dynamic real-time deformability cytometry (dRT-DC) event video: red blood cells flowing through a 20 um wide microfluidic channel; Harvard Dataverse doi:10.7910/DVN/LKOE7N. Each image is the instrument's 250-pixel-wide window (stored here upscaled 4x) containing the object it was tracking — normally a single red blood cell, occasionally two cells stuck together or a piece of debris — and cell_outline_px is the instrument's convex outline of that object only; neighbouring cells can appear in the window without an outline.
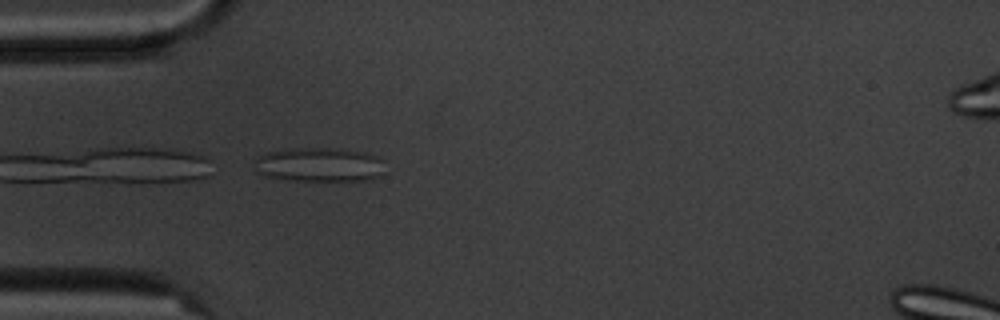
{"species": "common noctule bat (a hibernating species)", "species_latin": "Nyctalus noctula", "temperature_condition": "cold", "stored_images_in_passage": 3, "camera_frame_rate_fps": 3000, "um_per_image_px": 0.085, "animal": {"sex": "male", "body_mass_g": 20.1, "forearm_length_mm": 53.5}, "frame": {"image": 1, "passage_image": 3, "time_ms": 2.333, "image_size_px": [1000, 320], "cell_outline_px": [[384, 172], [380, 176], [364, 180], [296, 180], [264, 176], [256, 172], [256, 156], [268, 152], [284, 148], [340, 148], [364, 152], [376, 156], [380, 160]], "centroid_in_image_um": [27.11, 13.98], "position_along_channel_um": 57.9, "area_um2": 25.95}}